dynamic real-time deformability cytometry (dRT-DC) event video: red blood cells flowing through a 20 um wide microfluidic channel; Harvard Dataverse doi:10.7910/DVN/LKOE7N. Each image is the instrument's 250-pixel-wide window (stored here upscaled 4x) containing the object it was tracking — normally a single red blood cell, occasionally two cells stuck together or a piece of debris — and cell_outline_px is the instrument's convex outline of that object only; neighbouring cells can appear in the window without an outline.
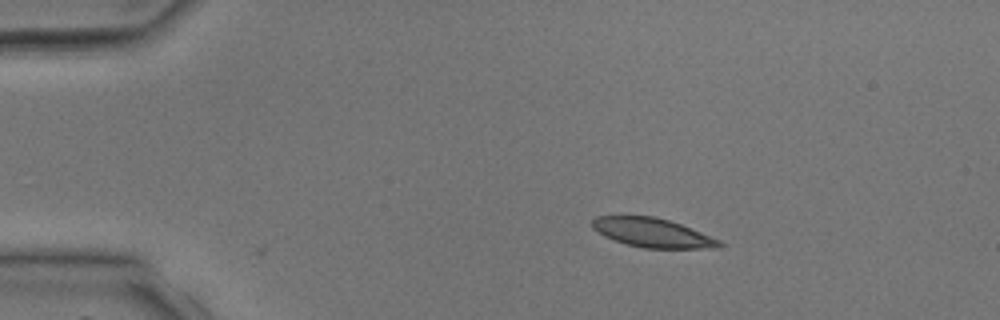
{"species": "common noctule bat (a hibernating species)", "species_latin": "Nyctalus noctula", "temperature_condition": "room temperature", "stored_images_in_passage": 2, "camera_frame_rate_fps": 3000, "um_per_image_px": 0.085, "animal": {"sex": "male", "body_mass_g": 17.9, "forearm_length_mm": 54.2}, "frame": {"image": 1, "passage_image": 1, "time_ms": 0.0, "image_size_px": [1000, 320], "cell_outline_px": [[724, 244], [720, 248], [644, 248], [628, 244], [604, 236], [592, 228], [592, 220], [596, 216], [656, 216], [680, 224], [720, 240]], "centroid_in_image_um": [55.46, 19.78], "position_along_channel_um": 29.5, "area_um2": 21.33}}